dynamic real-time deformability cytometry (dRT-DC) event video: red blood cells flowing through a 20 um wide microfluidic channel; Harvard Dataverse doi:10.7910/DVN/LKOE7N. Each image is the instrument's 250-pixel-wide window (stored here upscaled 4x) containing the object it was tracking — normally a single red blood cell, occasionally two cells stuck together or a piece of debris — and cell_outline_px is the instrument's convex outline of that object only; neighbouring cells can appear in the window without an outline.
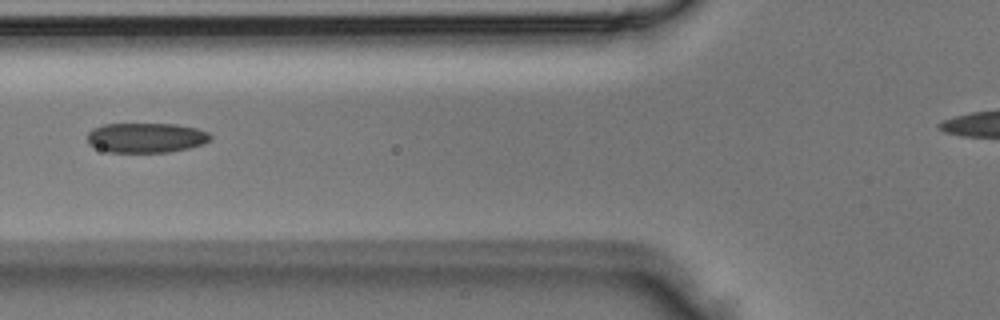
{"species": "Egyptian fruit bat (a non-hibernating species)", "species_latin": "Rousettus aegyptiacus", "temperature_condition": "room temperature", "stored_images_in_passage": 6, "camera_frame_rate_fps": 3000, "um_per_image_px": 0.085, "animal": {"sex": "male"}, "frame": {"image": 1, "passage_image": 6, "time_ms": 1.667, "image_size_px": [1000, 320], "cell_outline_px": [[212, 140], [204, 144], [188, 148], [168, 152], [108, 152], [88, 144], [88, 132], [92, 128], [104, 124], [176, 124], [196, 128], [208, 132], [212, 136]], "centroid_in_image_um": [12.44, 11.7], "position_along_channel_um": 113.4, "area_um2": 21.5}}